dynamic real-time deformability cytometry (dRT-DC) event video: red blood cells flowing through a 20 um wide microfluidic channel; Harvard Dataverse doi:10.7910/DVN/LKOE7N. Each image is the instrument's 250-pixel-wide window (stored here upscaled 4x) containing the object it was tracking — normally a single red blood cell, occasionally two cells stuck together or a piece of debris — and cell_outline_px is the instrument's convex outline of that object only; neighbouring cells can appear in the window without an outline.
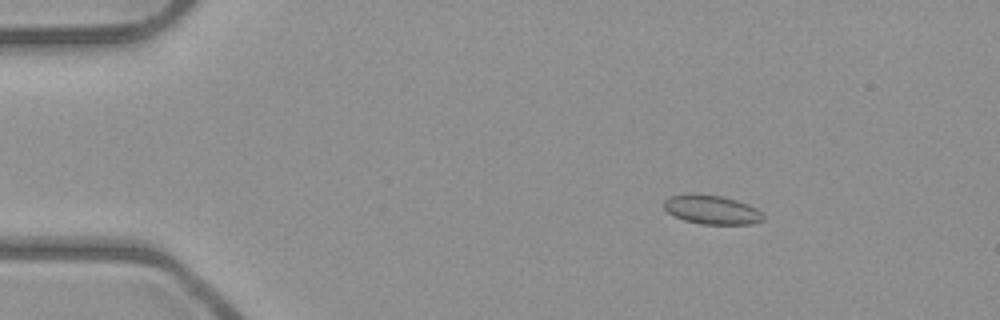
{"species": "common noctule bat (a hibernating species)", "species_latin": "Nyctalus noctula", "temperature_condition": "room temperature", "stored_images_in_passage": 46, "camera_frame_rate_fps": 3000, "um_per_image_px": 0.085, "animal": {"sex": "male", "body_mass_g": 23.1, "forearm_length_mm": 52.7}, "frame": {"image": 1, "passage_image": 2, "time_ms": 0.333, "image_size_px": [1000, 320], "cell_outline_px": [[764, 220], [752, 224], [700, 224], [684, 220], [668, 212], [664, 208], [664, 200], [668, 196], [692, 192], [724, 196], [748, 204], [756, 208], [764, 216]], "centroid_in_image_um": [60.48, 17.8], "position_along_channel_um": 24.5, "area_um2": 17.05}}
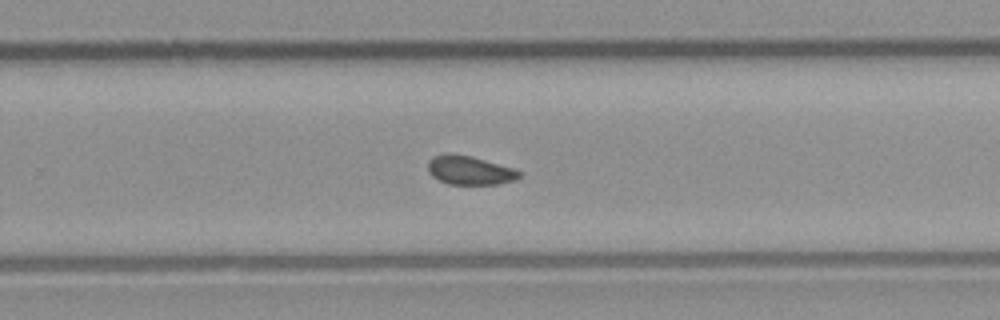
{"frame": {"image": 2, "passage_image": 28, "time_ms": 9.0, "image_size_px": [1000, 320], "cell_outline_px": [[520, 176], [516, 180], [496, 184], [448, 184], [432, 176], [428, 172], [428, 160], [432, 156], [444, 152], [452, 152], [472, 156], [512, 168], [520, 172]], "centroid_in_image_um": [39.86, 14.45], "position_along_channel_um": 289.9, "area_um2": 15.49}}
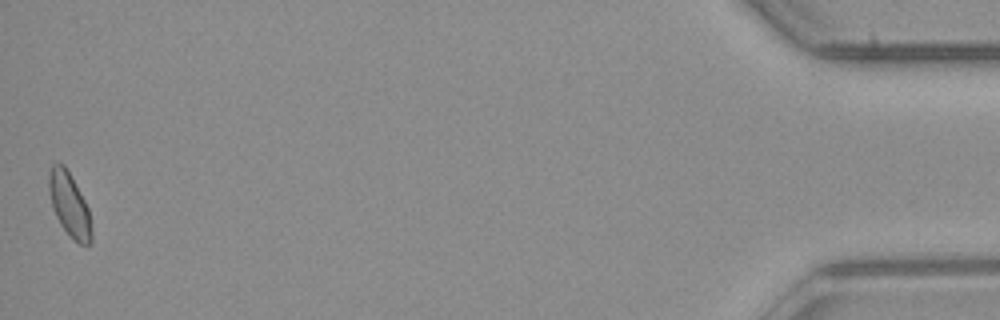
{"frame": {"image": 3, "passage_image": 46, "time_ms": 15.0, "image_size_px": [1000, 320], "cell_outline_px": [[92, 240], [88, 244], [80, 244], [72, 240], [60, 224], [52, 208], [48, 188], [48, 176], [52, 164], [64, 164], [84, 200], [88, 208], [92, 228]], "centroid_in_image_um": [5.89, 17.43], "position_along_channel_um": 429.3, "area_um2": 15.78}, "authors_computed_cell_mechanics": {"area_um2": 15.7216, "velocity_mm_per_s": 3.9647, "shape_relaxation_time_tau1_ms": 5.8381, "shape_relaxation_time_tau2_ms": 2.8709, "deformation_change_tau1": 0.0851, "deformation_change_tau2": 0.0671}}